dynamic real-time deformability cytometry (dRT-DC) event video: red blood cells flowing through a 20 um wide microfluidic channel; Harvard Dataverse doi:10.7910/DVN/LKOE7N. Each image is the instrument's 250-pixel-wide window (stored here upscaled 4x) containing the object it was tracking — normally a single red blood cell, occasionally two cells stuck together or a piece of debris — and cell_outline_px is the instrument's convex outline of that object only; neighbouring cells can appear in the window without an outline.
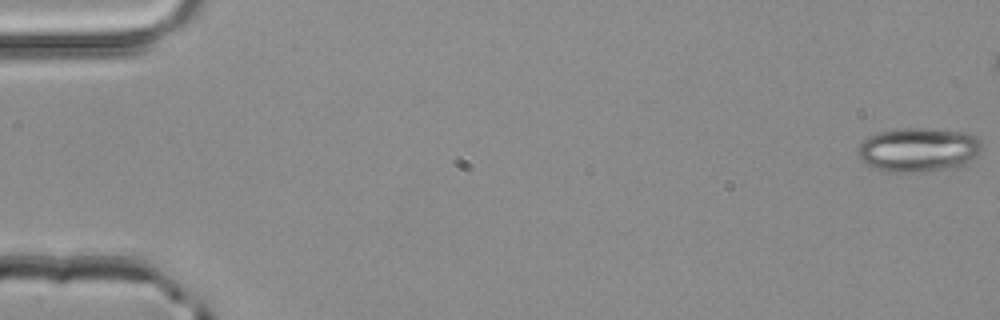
{"species": "common noctule bat (a hibernating species)", "species_latin": "Nyctalus noctula", "temperature_condition": "room temperature", "stored_images_in_passage": 47, "camera_frame_rate_fps": 3000, "um_per_image_px": 0.085, "animal": {"sex": "male", "body_mass_g": 20.4}, "frame": {"image": 1, "passage_image": 1, "time_ms": 0.0, "image_size_px": [1000, 320], "cell_outline_px": [[984, 148], [968, 168], [916, 172], [888, 172], [876, 168], [860, 160], [856, 152], [860, 144], [868, 136], [880, 132], [904, 128], [924, 128], [968, 132], [976, 136], [984, 144]], "centroid_in_image_um": [78.19, 12.75], "position_along_channel_um": 6.8, "area_um2": 32.95}}
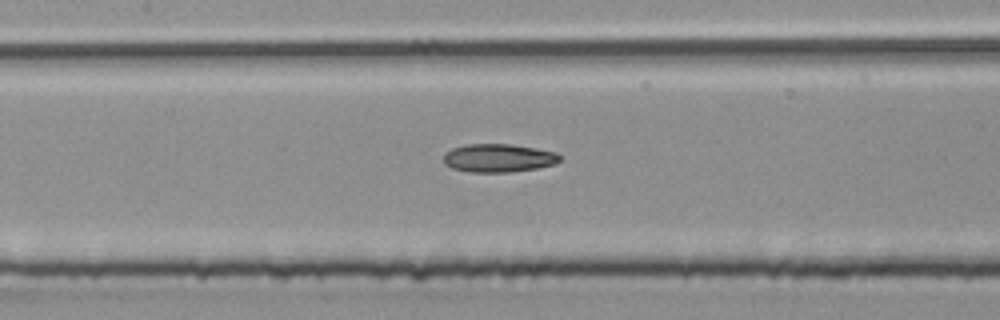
{"frame": {"image": 2, "passage_image": 25, "time_ms": 8.0, "image_size_px": [1000, 320], "cell_outline_px": [[560, 160], [556, 164], [536, 168], [512, 172], [468, 172], [452, 168], [444, 164], [444, 152], [452, 148], [464, 144], [512, 144], [536, 148], [556, 152], [560, 156]], "centroid_in_image_um": [42.35, 13.43], "position_along_channel_um": 165.0, "area_um2": 19.36}}
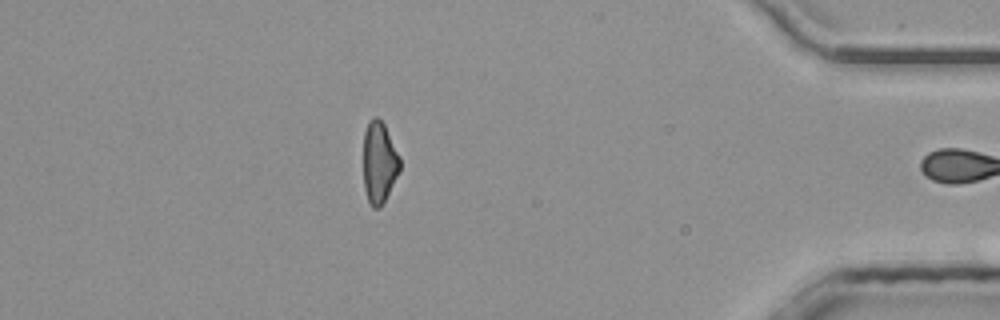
{"frame": {"image": 3, "passage_image": 46, "time_ms": 15.0, "image_size_px": [1000, 320], "cell_outline_px": [[400, 172], [380, 208], [372, 208], [368, 200], [364, 188], [364, 132], [368, 120], [372, 116], [376, 116], [384, 124], [400, 156]], "centroid_in_image_um": [32.23, 13.79], "position_along_channel_um": 403.0, "area_um2": 17.46}, "authors_computed_cell_mechanics": {"area_um2": 19.363, "velocity_mm_per_s": 4.0541, "shape_relaxation_time_tau1_ms": 5.8917, "shape_relaxation_time_tau2_ms": null, "deformation_change_tau1": 0.1461, "deformation_change_tau2": null}}